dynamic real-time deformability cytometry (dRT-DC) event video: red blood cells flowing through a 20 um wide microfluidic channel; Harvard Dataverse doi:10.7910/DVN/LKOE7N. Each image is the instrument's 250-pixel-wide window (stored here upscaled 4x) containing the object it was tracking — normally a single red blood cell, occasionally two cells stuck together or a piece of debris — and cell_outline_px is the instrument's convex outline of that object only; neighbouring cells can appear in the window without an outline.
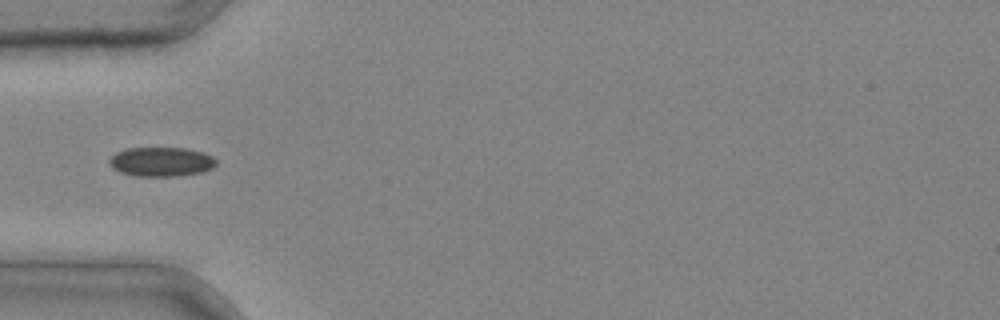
{"species": "common noctule bat (a hibernating species)", "species_latin": "Nyctalus noctula", "temperature_condition": "cold", "stored_images_in_passage": 2, "camera_frame_rate_fps": 3000, "um_per_image_px": 0.085, "animal": {"sex": "male", "body_mass_g": 20.4}, "frame": {"image": 1, "passage_image": 1, "time_ms": 0.0, "image_size_px": [1000, 320], "cell_outline_px": [[216, 164], [212, 168], [200, 172], [176, 176], [136, 176], [120, 172], [112, 168], [108, 164], [108, 160], [116, 152], [128, 148], [184, 148], [204, 152], [212, 156], [216, 160]], "centroid_in_image_um": [13.68, 13.75], "position_along_channel_um": 71.3, "area_um2": 18.26}}